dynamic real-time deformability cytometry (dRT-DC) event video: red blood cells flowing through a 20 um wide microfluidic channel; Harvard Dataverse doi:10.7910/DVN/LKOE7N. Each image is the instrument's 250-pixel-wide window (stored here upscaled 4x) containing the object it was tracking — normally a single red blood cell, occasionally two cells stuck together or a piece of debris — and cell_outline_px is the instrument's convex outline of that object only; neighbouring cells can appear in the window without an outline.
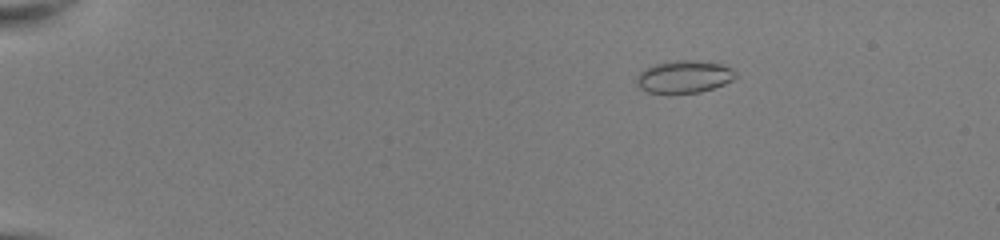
{"species": "common noctule bat (a hibernating species)", "species_latin": "Nyctalus noctula", "temperature_condition": "room temperature", "stored_images_in_passage": 45, "camera_frame_rate_fps": 3000, "um_per_image_px": 0.085, "animal": {"sex": "female", "body_mass_g": 22.0, "forearm_length_mm": 56.7}, "frame": {"image": 1, "passage_image": 2, "time_ms": 0.333, "image_size_px": [1000, 240], "cell_outline_px": [[736, 76], [732, 80], [724, 84], [700, 92], [648, 92], [640, 88], [636, 84], [636, 76], [644, 68], [656, 64], [676, 60], [692, 60], [720, 64], [736, 72]], "centroid_in_image_um": [58.11, 6.51], "position_along_channel_um": 26.9, "area_um2": 18.32}}
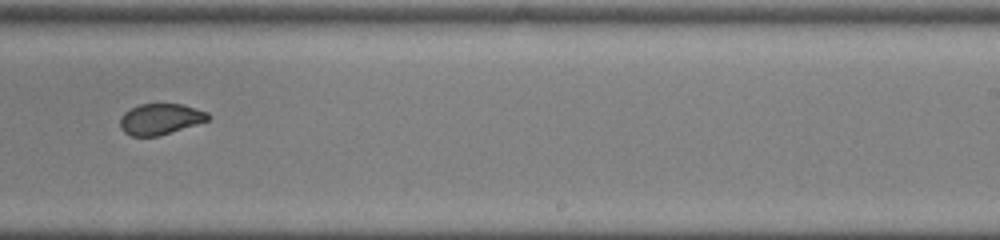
{"frame": {"image": 2, "passage_image": 28, "time_ms": 9.0, "image_size_px": [1000, 240], "cell_outline_px": [[212, 116], [208, 120], [196, 124], [156, 136], [132, 136], [124, 132], [120, 128], [120, 116], [124, 112], [140, 104], [184, 104], [208, 112]], "centroid_in_image_um": [13.62, 10.11], "position_along_channel_um": 275.4, "area_um2": 15.78}}
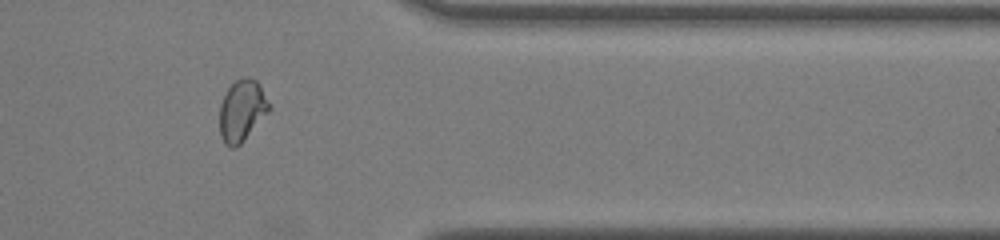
{"frame": {"image": 3, "passage_image": 37, "time_ms": 12.0, "image_size_px": [1000, 240], "cell_outline_px": [[268, 112], [244, 140], [236, 148], [232, 148], [224, 144], [220, 136], [220, 104], [228, 88], [236, 80], [244, 76], [248, 76], [256, 80], [260, 84], [268, 104]], "centroid_in_image_um": [20.53, 9.4], "position_along_channel_um": 390.9, "area_um2": 17.51}, "authors_computed_cell_mechanics": {"area_um2": 17.6868, "velocity_mm_per_s": 4.073, "shape_relaxation_time_tau1_ms": null, "shape_relaxation_time_tau2_ms": 0.8689, "deformation_change_tau1": null, "deformation_change_tau2": 0.049}}